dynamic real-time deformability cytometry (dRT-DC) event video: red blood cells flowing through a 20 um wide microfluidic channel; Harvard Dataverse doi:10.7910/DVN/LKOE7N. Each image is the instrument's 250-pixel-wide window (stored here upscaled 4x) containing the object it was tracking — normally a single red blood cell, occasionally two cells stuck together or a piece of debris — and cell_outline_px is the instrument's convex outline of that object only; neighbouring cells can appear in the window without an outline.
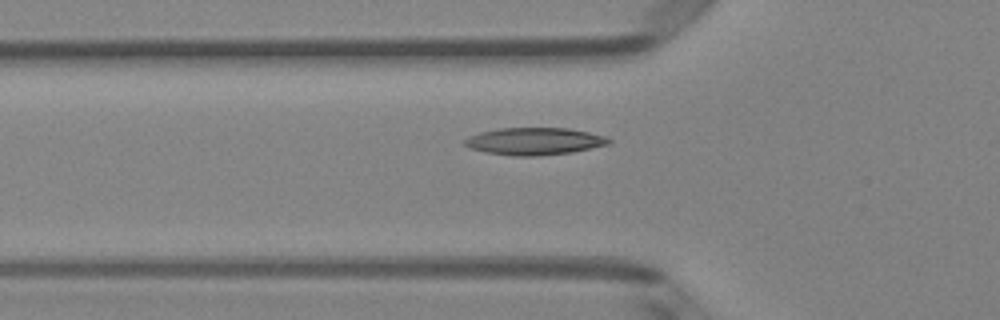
{"species": "Egyptian fruit bat (a non-hibernating species)", "species_latin": "Rousettus aegyptiacus", "temperature_condition": "room temperature", "stored_images_in_passage": 42, "camera_frame_rate_fps": 3000, "um_per_image_px": 0.085, "animal": {"sex": "female"}, "frame": {"image": 1, "passage_image": 10, "time_ms": 3.0, "image_size_px": [1000, 320], "cell_outline_px": [[612, 140], [608, 144], [572, 152], [536, 156], [512, 156], [484, 152], [472, 148], [464, 144], [464, 140], [480, 132], [500, 128], [568, 128], [588, 132], [604, 136]], "centroid_in_image_um": [45.42, 12.01], "position_along_channel_um": 80.4, "area_um2": 22.66}}
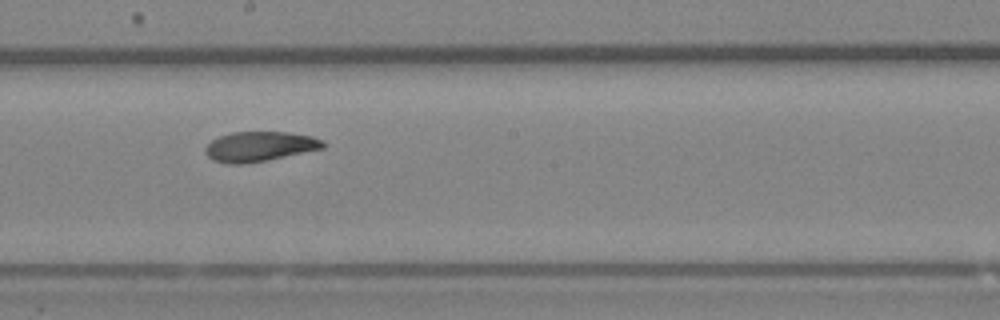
{"frame": {"image": 2, "passage_image": 21, "time_ms": 6.667, "image_size_px": [1000, 320], "cell_outline_px": [[324, 148], [268, 160], [244, 164], [228, 164], [212, 160], [204, 152], [204, 148], [212, 140], [220, 136], [232, 132], [288, 132], [312, 136], [324, 140]], "centroid_in_image_um": [22.06, 12.45], "position_along_channel_um": 226.1, "area_um2": 20.58}}
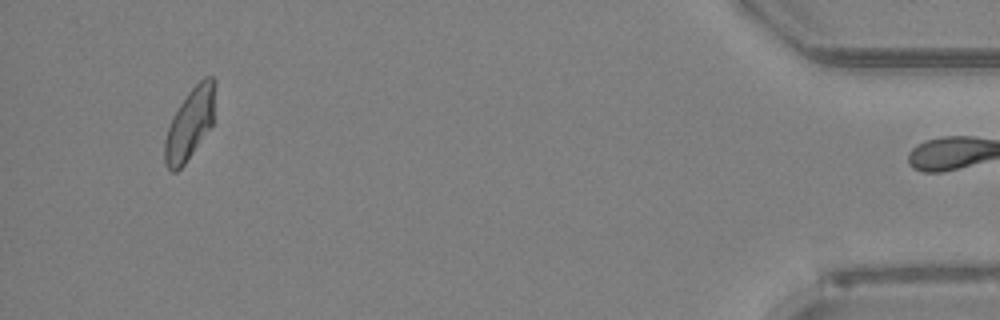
{"frame": {"image": 3, "passage_image": 41, "time_ms": 13.333, "image_size_px": [1000, 320], "cell_outline_px": [[216, 84], [212, 124], [184, 164], [176, 172], [172, 172], [168, 168], [164, 160], [164, 140], [168, 128], [180, 104], [188, 92], [204, 76], [212, 76], [216, 80]], "centroid_in_image_um": [16.14, 10.49], "position_along_channel_um": 419.1, "area_um2": 20.52}, "authors_computed_cell_mechanics": {"area_um2": 21.1837, "velocity_mm_per_s": 3.9821, "shape_relaxation_time_tau1_ms": 8.2173, "shape_relaxation_time_tau2_ms": 4.8773, "deformation_change_tau1": 0.1853, "deformation_change_tau2": 0.101}}